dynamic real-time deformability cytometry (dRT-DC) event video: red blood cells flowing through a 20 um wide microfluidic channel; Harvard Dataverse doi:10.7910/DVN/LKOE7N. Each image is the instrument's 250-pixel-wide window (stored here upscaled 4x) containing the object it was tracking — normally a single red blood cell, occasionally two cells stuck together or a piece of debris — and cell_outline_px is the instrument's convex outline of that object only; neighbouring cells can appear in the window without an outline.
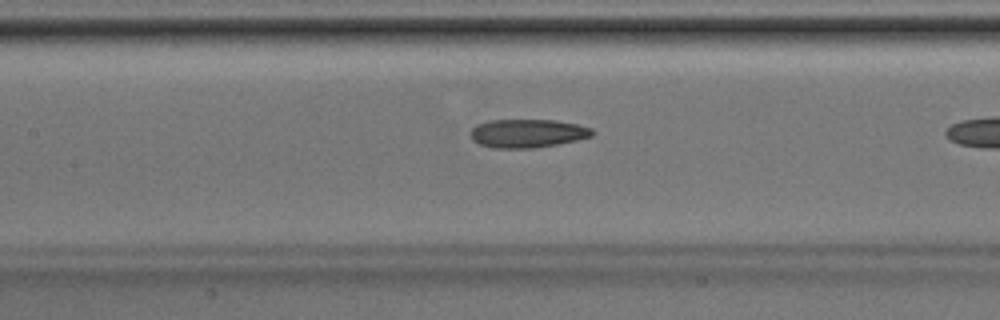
{"species": "Egyptian fruit bat (a non-hibernating species)", "species_latin": "Rousettus aegyptiacus", "temperature_condition": "room temperature", "stored_images_in_passage": 20, "camera_frame_rate_fps": 3000, "um_per_image_px": 0.085, "animal": {"sex": "male"}, "frame": {"image": 1, "passage_image": 17, "time_ms": 5.333, "image_size_px": [1000, 320], "cell_outline_px": [[596, 132], [592, 136], [576, 140], [536, 148], [492, 148], [480, 144], [472, 140], [472, 128], [476, 124], [492, 120], [556, 120], [576, 124], [592, 128]], "centroid_in_image_um": [44.85, 11.33], "position_along_channel_um": 162.5, "area_um2": 20.17}}